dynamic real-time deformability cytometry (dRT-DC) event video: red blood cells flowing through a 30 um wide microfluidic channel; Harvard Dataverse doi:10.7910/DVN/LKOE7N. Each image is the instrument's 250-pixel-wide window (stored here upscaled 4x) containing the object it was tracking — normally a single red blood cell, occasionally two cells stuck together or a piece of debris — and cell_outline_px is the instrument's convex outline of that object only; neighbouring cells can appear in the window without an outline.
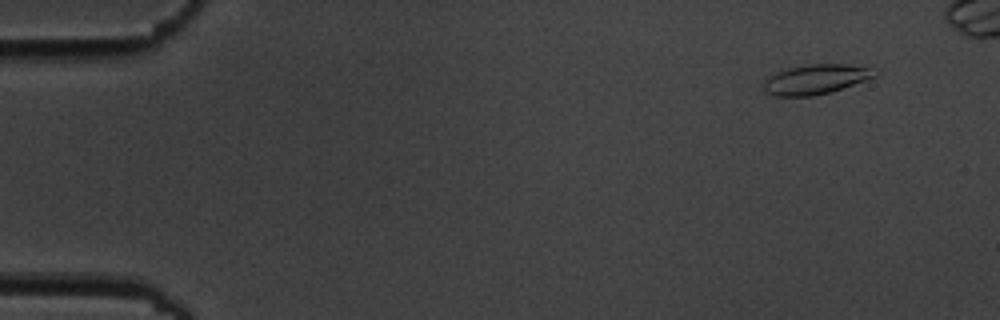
{"species": "common noctule bat (a hibernating species)", "species_latin": "Nyctalus noctula", "temperature_condition": "cold", "stored_images_in_passage": 9, "camera_frame_rate_fps": 3000, "um_per_image_px": 0.085, "animal": {"sex": "male", "body_mass_g": 19.5, "forearm_length_mm": 54.6}, "frame": {"image": 1, "passage_image": 2, "time_ms": 1.0, "image_size_px": [1000, 320], "cell_outline_px": [[880, 72], [876, 76], [828, 92], [812, 96], [772, 96], [764, 92], [764, 76], [780, 68], [808, 64], [844, 64], [868, 68]], "centroid_in_image_um": [69.19, 6.72], "position_along_channel_um": 15.8, "area_um2": 19.48}}
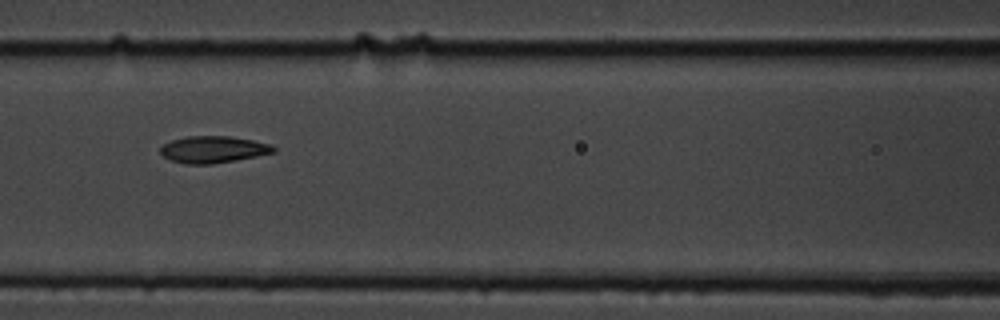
{"frame": {"image": 2, "passage_image": 8, "time_ms": 8.0, "image_size_px": [1000, 320], "cell_outline_px": [[276, 152], [236, 160], [212, 164], [188, 164], [172, 160], [164, 156], [160, 152], [160, 148], [164, 144], [172, 140], [188, 136], [228, 136], [252, 140], [268, 144], [276, 148]], "centroid_in_image_um": [18.13, 12.7], "position_along_channel_um": 148.5, "area_um2": 17.46}}
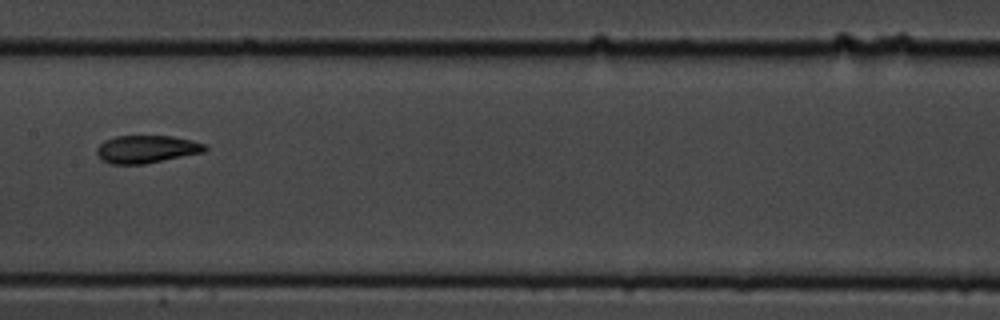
{"frame": {"image": 3, "passage_image": 9, "time_ms": 9.333, "image_size_px": [1000, 320], "cell_outline_px": [[208, 148], [204, 152], [144, 164], [112, 164], [104, 160], [96, 152], [96, 148], [104, 140], [116, 136], [172, 136], [192, 140], [208, 144]], "centroid_in_image_um": [12.5, 12.67], "position_along_channel_um": 194.9, "area_um2": 17.46}}